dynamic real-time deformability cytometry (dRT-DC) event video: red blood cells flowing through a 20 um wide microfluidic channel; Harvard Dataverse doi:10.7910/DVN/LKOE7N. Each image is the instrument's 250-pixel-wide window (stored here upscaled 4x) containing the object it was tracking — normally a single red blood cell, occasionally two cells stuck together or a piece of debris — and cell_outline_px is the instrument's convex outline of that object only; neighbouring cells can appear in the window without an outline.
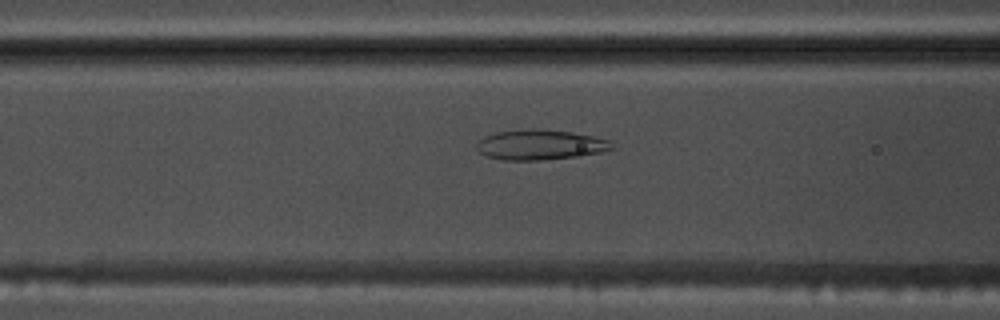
{"species": "common noctule bat (a hibernating species)", "species_latin": "Nyctalus noctula", "temperature_condition": "warm", "stored_images_in_passage": 37, "camera_frame_rate_fps": 3000, "um_per_image_px": 0.085, "animal": {"sex": "male", "body_mass_g": 17.5, "forearm_length_mm": 52.3}, "frame": {"image": 1, "passage_image": 5, "time_ms": 1.333, "image_size_px": [1000, 320], "cell_outline_px": [[616, 148], [600, 152], [580, 156], [540, 160], [504, 160], [488, 156], [480, 152], [476, 148], [476, 144], [484, 136], [496, 132], [536, 128], [544, 128], [572, 132], [592, 136], [608, 140]], "centroid_in_image_um": [45.92, 12.3], "position_along_channel_um": 120.7, "area_um2": 23.76}}
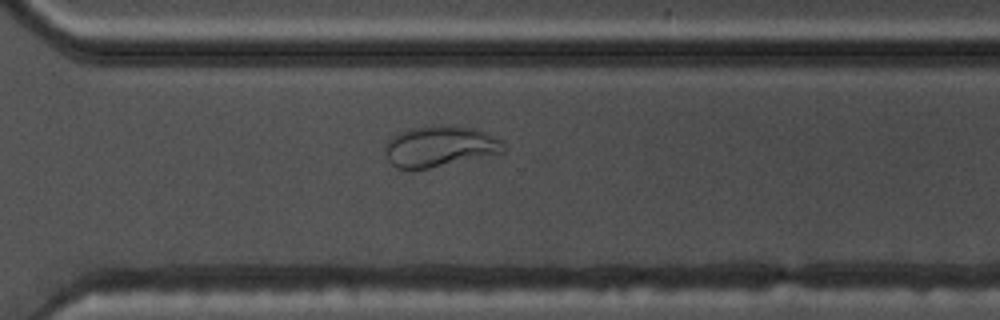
{"frame": {"image": 2, "passage_image": 22, "time_ms": 7.0, "image_size_px": [1000, 320], "cell_outline_px": [[504, 152], [428, 168], [396, 168], [388, 160], [384, 152], [384, 148], [388, 140], [392, 136], [400, 132], [412, 128], [472, 128], [484, 132], [500, 140], [504, 148]], "centroid_in_image_um": [37.32, 12.48], "position_along_channel_um": 333.3, "area_um2": 26.88}}
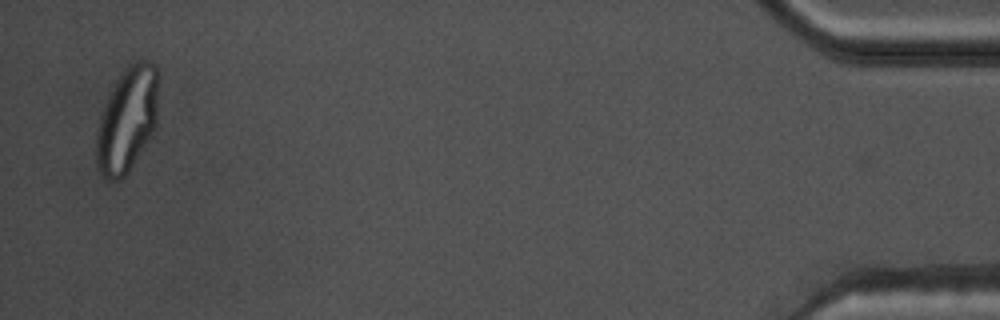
{"frame": {"image": 3, "passage_image": 36, "time_ms": 11.667, "image_size_px": [1000, 320], "cell_outline_px": [[156, 124], [152, 132], [132, 164], [124, 176], [120, 180], [108, 180], [100, 172], [96, 164], [96, 128], [104, 104], [116, 80], [128, 64], [136, 60], [148, 60], [156, 64]], "centroid_in_image_um": [10.76, 10.15], "position_along_channel_um": 424.4, "area_um2": 37.4}, "authors_computed_cell_mechanics": {"area_um2": 25.2586, "velocity_mm_per_s": 3.7615, "shape_relaxation_time_tau1_ms": null, "shape_relaxation_time_tau2_ms": 0.9864, "deformation_change_tau1": null, "deformation_change_tau2": 0.0651}}